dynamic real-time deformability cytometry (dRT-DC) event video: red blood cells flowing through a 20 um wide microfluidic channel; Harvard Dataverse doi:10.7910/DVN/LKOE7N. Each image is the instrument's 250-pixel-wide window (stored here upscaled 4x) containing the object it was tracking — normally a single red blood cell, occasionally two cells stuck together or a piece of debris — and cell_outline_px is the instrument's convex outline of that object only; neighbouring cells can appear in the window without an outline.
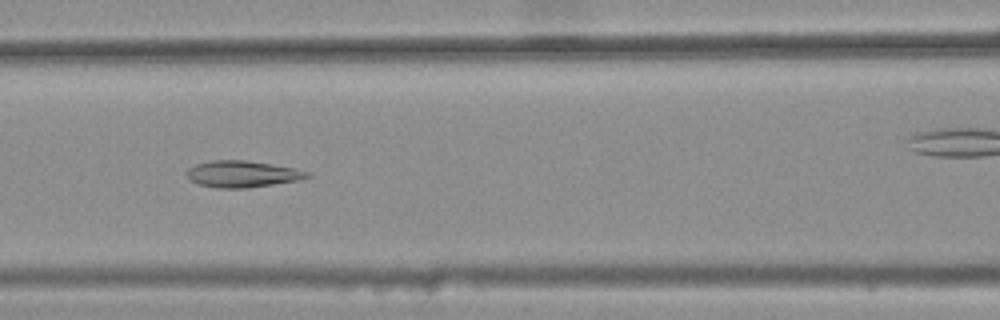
{"species": "common noctule bat (a hibernating species)", "species_latin": "Nyctalus noctula", "temperature_condition": "warm", "stored_images_in_passage": 33, "camera_frame_rate_fps": 3000, "um_per_image_px": 0.085, "animal": {"sex": "female", "body_mass_g": 25.1}, "frame": {"image": 1, "passage_image": 10, "time_ms": 3.0, "image_size_px": [1000, 320], "cell_outline_px": [[312, 176], [300, 180], [244, 188], [216, 188], [200, 184], [188, 180], [188, 168], [196, 164], [212, 160], [244, 160], [272, 164], [292, 168], [308, 172]], "centroid_in_image_um": [20.58, 14.79], "position_along_channel_um": 146.0, "area_um2": 18.44}}
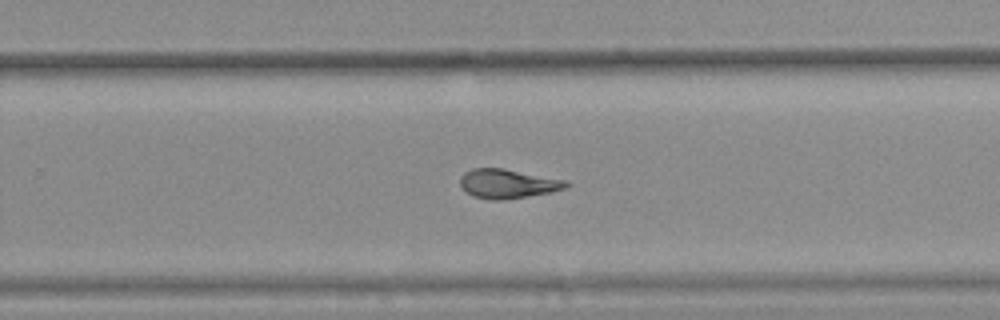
{"frame": {"image": 2, "passage_image": 21, "time_ms": 6.667, "image_size_px": [1000, 320], "cell_outline_px": [[572, 184], [564, 188], [552, 192], [504, 200], [488, 200], [472, 196], [460, 184], [460, 176], [464, 172], [472, 168], [504, 168], [568, 180]], "centroid_in_image_um": [43.18, 15.61], "position_along_channel_um": 286.6, "area_um2": 18.26}}
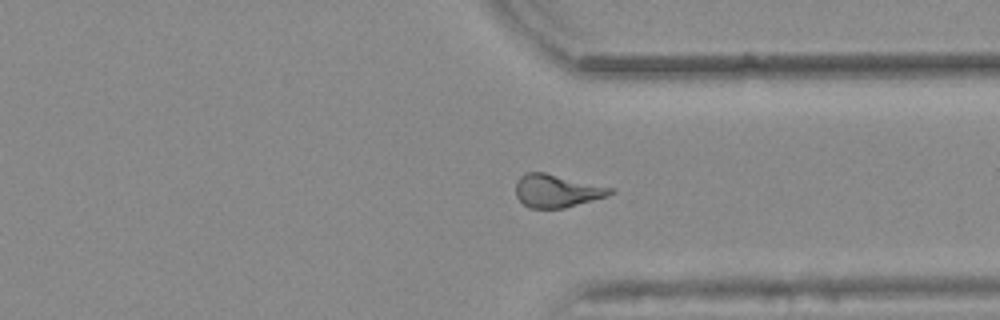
{"frame": {"image": 3, "passage_image": 27, "time_ms": 8.667, "image_size_px": [1000, 320], "cell_outline_px": [[616, 192], [608, 196], [564, 208], [528, 208], [516, 196], [516, 180], [524, 172], [544, 172], [616, 188]], "centroid_in_image_um": [47.36, 16.21], "position_along_channel_um": 364.0, "area_um2": 18.38}, "authors_computed_cell_mechanics": {"area_um2": 18.207, "velocity_mm_per_s": 3.848, "shape_relaxation_time_tau1_ms": null, "shape_relaxation_time_tau2_ms": 2.8656, "deformation_change_tau1": null, "deformation_change_tau2": 0.1016}}